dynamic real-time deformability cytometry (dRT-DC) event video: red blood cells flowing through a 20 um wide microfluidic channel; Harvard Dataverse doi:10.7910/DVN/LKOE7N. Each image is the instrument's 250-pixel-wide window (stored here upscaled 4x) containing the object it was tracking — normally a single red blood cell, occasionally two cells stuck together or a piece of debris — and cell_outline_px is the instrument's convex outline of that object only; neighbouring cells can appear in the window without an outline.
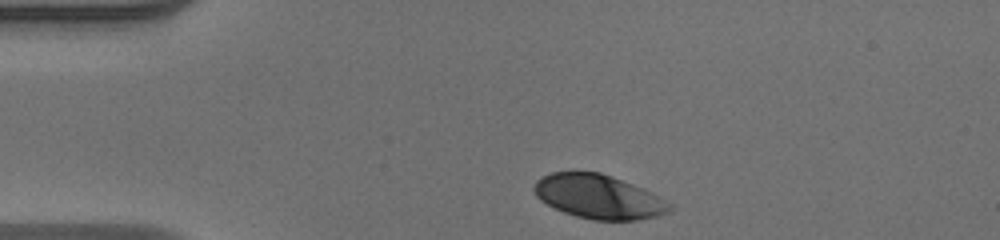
{"species": "human", "species_latin": "Homo sapiens", "temperature_condition": "warm", "stored_images_in_passage": 33, "camera_frame_rate_fps": 3000, "um_per_image_px": 0.085, "donor": {"sex": "male"}, "frame": {"image": 1, "passage_image": 1, "time_ms": 0.0, "image_size_px": [1000, 240], "cell_outline_px": [[672, 208], [668, 212], [656, 216], [636, 220], [592, 220], [576, 216], [564, 212], [540, 200], [536, 196], [532, 188], [536, 180], [552, 172], [600, 172], [612, 176], [632, 184], [672, 204]], "centroid_in_image_um": [50.84, 16.72], "position_along_channel_um": 34.2, "area_um2": 34.33}}
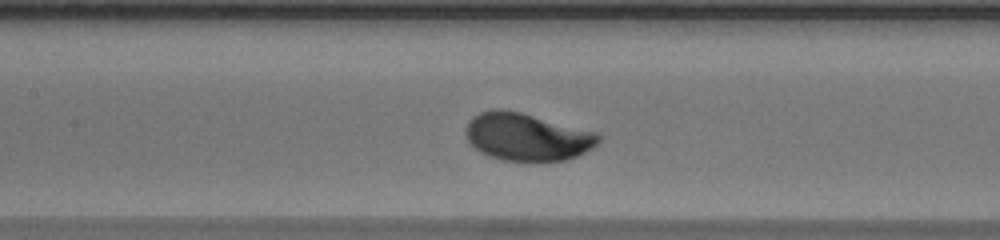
{"frame": {"image": 2, "passage_image": 14, "time_ms": 4.333, "image_size_px": [1000, 240], "cell_outline_px": [[600, 140], [592, 148], [576, 156], [564, 160], [504, 160], [488, 156], [480, 152], [468, 140], [464, 132], [464, 128], [468, 120], [472, 116], [480, 112], [492, 108], [504, 108], [520, 112], [596, 132], [600, 136]], "centroid_in_image_um": [44.73, 11.6], "position_along_channel_um": 162.7, "area_um2": 36.65}}
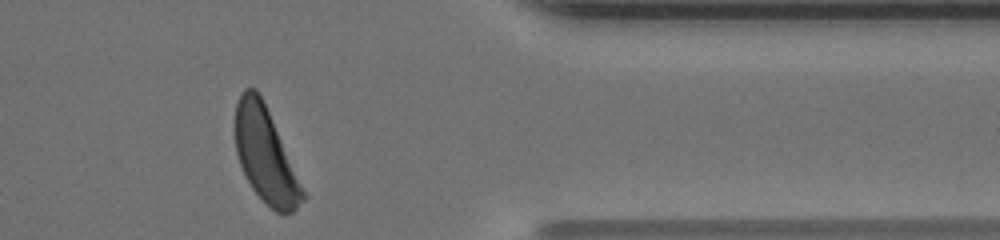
{"frame": {"image": 3, "passage_image": 32, "time_ms": 10.333, "image_size_px": [1000, 240], "cell_outline_px": [[308, 196], [292, 212], [284, 216], [276, 212], [252, 188], [240, 164], [236, 152], [232, 128], [236, 104], [240, 92], [244, 88], [256, 88], [268, 112]], "centroid_in_image_um": [22.54, 13.18], "position_along_channel_um": 388.9, "area_um2": 37.28}, "authors_computed_cell_mechanics": {"area_um2": 36.5296, "velocity_mm_per_s": 4.0689, "shape_relaxation_time_tau1_ms": 2.1138, "shape_relaxation_time_tau2_ms": null, "deformation_change_tau1": 0.1479, "deformation_change_tau2": null}}